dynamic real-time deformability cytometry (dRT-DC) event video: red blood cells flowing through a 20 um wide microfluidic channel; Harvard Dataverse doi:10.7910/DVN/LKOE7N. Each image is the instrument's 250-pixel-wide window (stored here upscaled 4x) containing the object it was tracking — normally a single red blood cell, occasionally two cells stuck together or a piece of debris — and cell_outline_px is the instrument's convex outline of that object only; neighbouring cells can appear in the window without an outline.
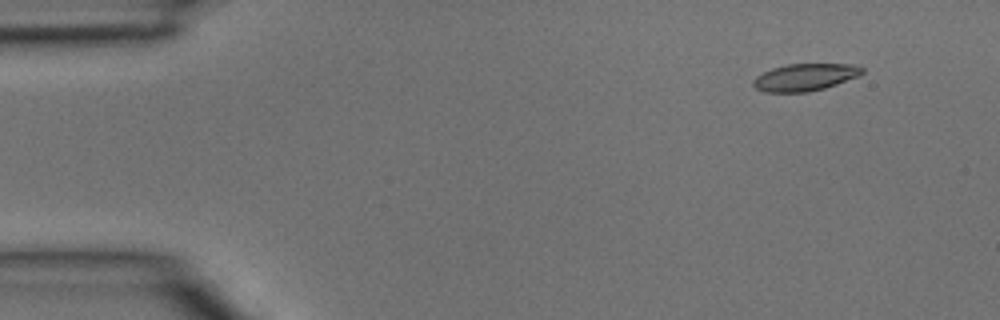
{"species": "common noctule bat (a hibernating species)", "species_latin": "Nyctalus noctula", "temperature_condition": "room temperature", "stored_images_in_passage": 3, "camera_frame_rate_fps": 3000, "um_per_image_px": 0.085, "animal": {"sex": "male", "body_mass_g": 15.6}, "frame": {"image": 1, "passage_image": 1, "time_ms": 0.0, "image_size_px": [1000, 320], "cell_outline_px": [[864, 72], [860, 76], [824, 88], [808, 92], [764, 92], [756, 88], [752, 84], [752, 80], [756, 76], [772, 68], [788, 64], [856, 64], [864, 68]], "centroid_in_image_um": [68.44, 6.56], "position_along_channel_um": 16.6, "area_um2": 17.34}}
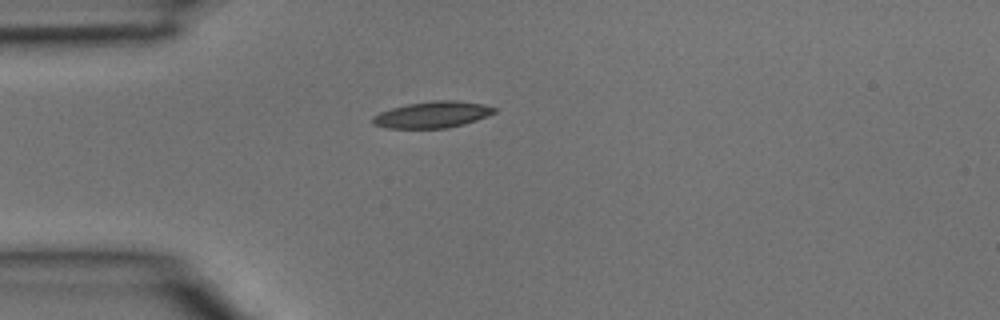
{"frame": {"image": 2, "passage_image": 3, "time_ms": 0.667, "image_size_px": [1000, 320], "cell_outline_px": [[496, 112], [476, 120], [464, 124], [448, 128], [388, 128], [372, 124], [372, 116], [380, 112], [392, 108], [408, 104], [432, 100], [456, 100], [484, 104], [496, 108]], "centroid_in_image_um": [36.75, 9.74], "position_along_channel_um": 48.2, "area_um2": 18.73}}